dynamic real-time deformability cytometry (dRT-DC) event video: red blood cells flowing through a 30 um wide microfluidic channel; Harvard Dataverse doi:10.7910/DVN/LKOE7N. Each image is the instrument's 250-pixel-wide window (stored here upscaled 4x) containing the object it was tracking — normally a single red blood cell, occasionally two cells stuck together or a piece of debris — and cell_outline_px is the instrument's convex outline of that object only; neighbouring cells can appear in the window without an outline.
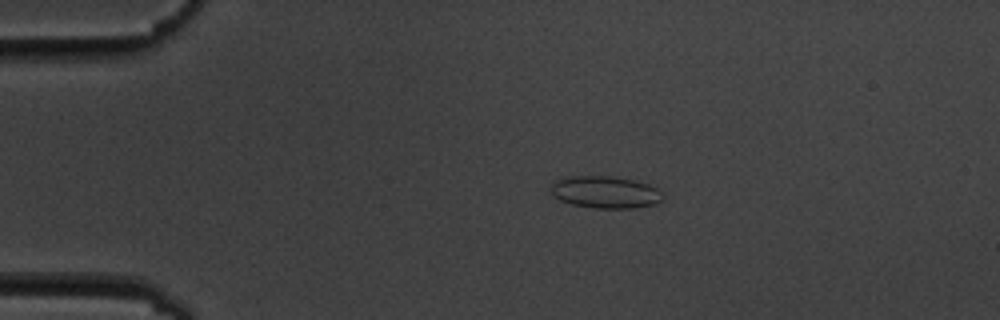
{"species": "common noctule bat (a hibernating species)", "species_latin": "Nyctalus noctula", "temperature_condition": "cold", "stored_images_in_passage": 7, "camera_frame_rate_fps": 3000, "um_per_image_px": 0.085, "animal": {"sex": "male", "body_mass_g": 19.5, "forearm_length_mm": 54.6}, "frame": {"image": 1, "passage_image": 3, "time_ms": 2.333, "image_size_px": [1000, 320], "cell_outline_px": [[660, 200], [656, 204], [632, 208], [596, 208], [572, 204], [560, 200], [552, 196], [552, 184], [560, 176], [612, 176], [636, 180], [648, 184], [656, 188], [660, 192]], "centroid_in_image_um": [51.4, 16.32], "position_along_channel_um": 33.6, "area_um2": 20.92}}
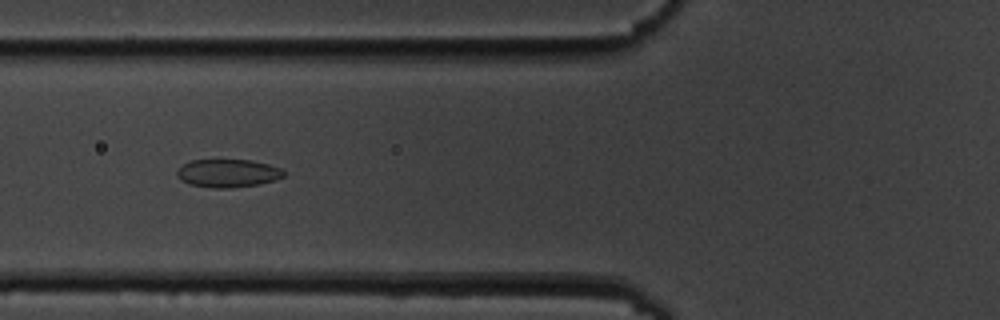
{"frame": {"image": 2, "passage_image": 6, "time_ms": 5.667, "image_size_px": [1000, 320], "cell_outline_px": [[284, 176], [276, 180], [260, 184], [228, 188], [212, 188], [188, 184], [180, 180], [176, 176], [176, 172], [184, 164], [192, 160], [252, 160], [268, 164], [280, 168], [284, 172]], "centroid_in_image_um": [19.36, 14.73], "position_along_channel_um": 106.4, "area_um2": 17.51}}
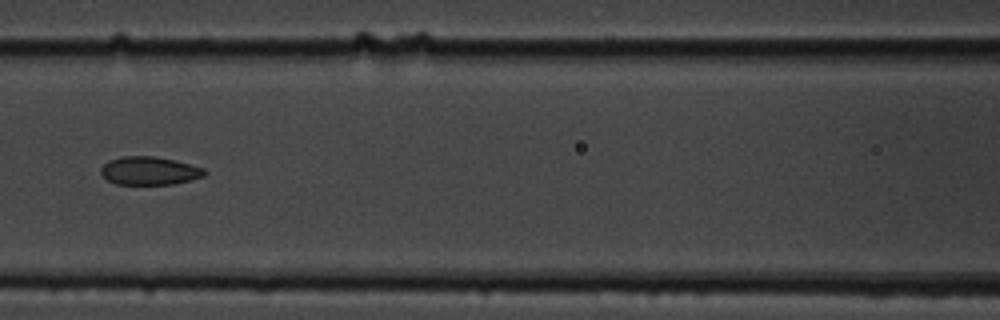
{"frame": {"image": 3, "passage_image": 7, "time_ms": 7.0, "image_size_px": [1000, 320], "cell_outline_px": [[208, 172], [204, 176], [172, 184], [116, 184], [108, 180], [100, 172], [100, 168], [108, 160], [120, 156], [152, 156], [176, 160], [204, 168]], "centroid_in_image_um": [12.69, 14.5], "position_along_channel_um": 153.9, "area_um2": 17.05}}